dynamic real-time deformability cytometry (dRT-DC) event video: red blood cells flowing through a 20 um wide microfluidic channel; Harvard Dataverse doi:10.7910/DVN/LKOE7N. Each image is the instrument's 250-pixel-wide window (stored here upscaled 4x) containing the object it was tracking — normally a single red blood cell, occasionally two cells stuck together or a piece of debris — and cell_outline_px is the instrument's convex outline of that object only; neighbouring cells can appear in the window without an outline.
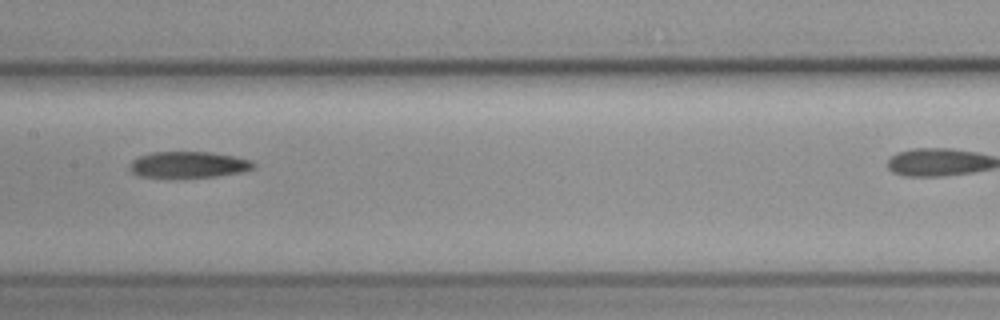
{"species": "common noctule bat (a hibernating species)", "species_latin": "Nyctalus noctula", "temperature_condition": "cold", "stored_images_in_passage": 8, "camera_frame_rate_fps": 3000, "um_per_image_px": 0.085, "animal": {"sex": "female", "body_mass_g": 19.3, "forearm_length_mm": 54.1}, "frame": {"image": 1, "passage_image": 4, "time_ms": 3.333, "image_size_px": [1000, 320], "cell_outline_px": [[256, 168], [240, 172], [216, 176], [176, 180], [168, 180], [140, 176], [132, 172], [128, 168], [132, 160], [140, 156], [152, 152], [212, 152], [236, 156], [252, 160], [256, 164]], "centroid_in_image_um": [16.01, 14.04], "position_along_channel_um": 191.4, "area_um2": 19.88}}